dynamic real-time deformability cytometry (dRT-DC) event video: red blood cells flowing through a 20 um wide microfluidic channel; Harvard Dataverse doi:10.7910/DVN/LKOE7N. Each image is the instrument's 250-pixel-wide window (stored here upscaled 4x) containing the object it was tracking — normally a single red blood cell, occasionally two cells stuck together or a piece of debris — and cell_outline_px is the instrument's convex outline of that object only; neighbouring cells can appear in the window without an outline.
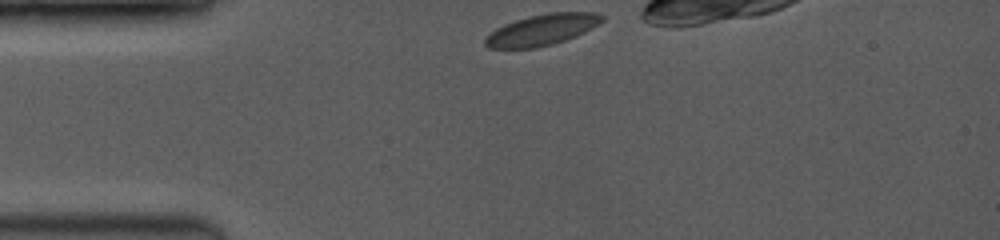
{"species": "common noctule bat (a hibernating species)", "species_latin": "Nyctalus noctula", "temperature_condition": "room temperature", "stored_images_in_passage": 26, "camera_frame_rate_fps": 3500, "um_per_image_px": 0.085, "animal": {"sex": "female", "body_mass_g": 19.0, "forearm_length_mm": 53.3}, "frame": {"image": 1, "passage_image": 1, "time_ms": 0.0, "image_size_px": [1000, 240], "cell_outline_px": [[604, 20], [564, 40], [552, 44], [536, 48], [488, 48], [484, 44], [484, 40], [488, 32], [504, 24], [528, 16], [548, 12], [596, 12], [604, 16]], "centroid_in_image_um": [45.98, 2.52], "position_along_channel_um": 39.0, "area_um2": 20.87}}
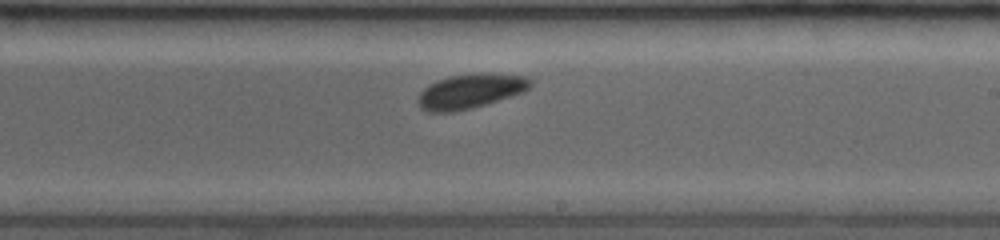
{"frame": {"image": 2, "passage_image": 15, "time_ms": 6.0, "image_size_px": [1000, 240], "cell_outline_px": [[532, 84], [524, 92], [472, 108], [452, 112], [428, 112], [420, 108], [416, 100], [416, 96], [428, 84], [436, 80], [448, 76], [480, 72], [488, 72], [528, 76], [532, 80]], "centroid_in_image_um": [39.96, 7.73], "position_along_channel_um": 249.0, "area_um2": 23.12}}
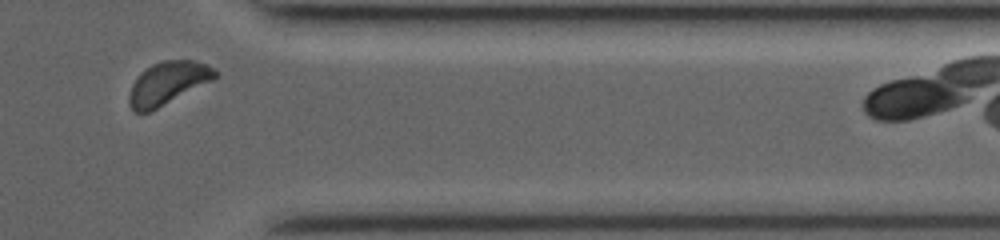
{"frame": {"image": 3, "passage_image": 23, "time_ms": 9.714, "image_size_px": [1000, 240], "cell_outline_px": [[220, 76], [148, 112], [132, 112], [128, 104], [128, 96], [132, 84], [152, 64], [164, 60], [196, 60], [220, 72]], "centroid_in_image_um": [14.27, 7.06], "position_along_channel_um": 397.1, "area_um2": 20.98}}